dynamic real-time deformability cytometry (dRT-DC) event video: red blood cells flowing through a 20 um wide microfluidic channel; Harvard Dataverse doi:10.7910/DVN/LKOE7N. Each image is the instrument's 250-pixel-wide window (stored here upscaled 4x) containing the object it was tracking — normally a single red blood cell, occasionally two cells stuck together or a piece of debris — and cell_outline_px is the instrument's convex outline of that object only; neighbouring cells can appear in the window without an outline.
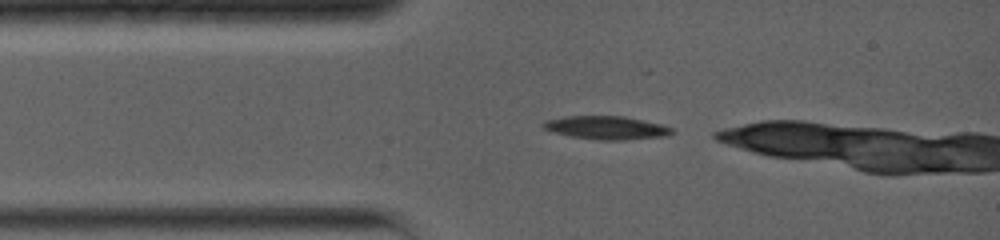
{"species": "common noctule bat (a hibernating species)", "species_latin": "Nyctalus noctula", "temperature_condition": "warm", "stored_images_in_passage": 27, "camera_frame_rate_fps": 5000, "um_per_image_px": 0.085, "animal": {"sex": "female", "body_mass_g": 19.0, "forearm_length_mm": 56.7}, "frame": {"image": 1, "passage_image": 1, "time_ms": 0.0, "image_size_px": [1000, 240], "cell_outline_px": [[676, 132], [668, 136], [624, 140], [596, 140], [572, 136], [552, 132], [544, 128], [540, 124], [544, 120], [564, 116], [624, 116], [664, 124], [672, 128]], "centroid_in_image_um": [51.58, 10.85], "position_along_channel_um": 33.4, "area_um2": 17.8}}
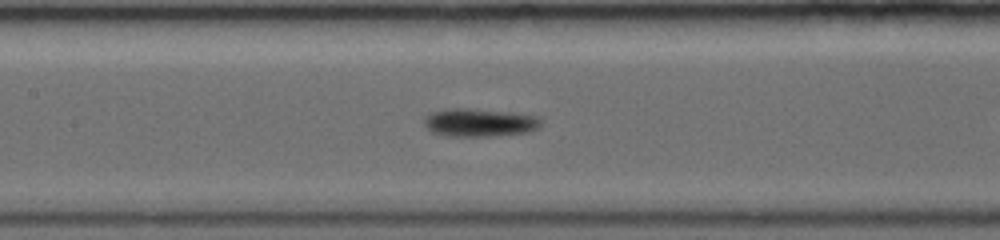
{"frame": {"image": 2, "passage_image": 11, "time_ms": 3.8, "image_size_px": [1000, 240], "cell_outline_px": [[540, 128], [528, 132], [492, 136], [448, 136], [432, 132], [424, 124], [424, 116], [432, 112], [444, 108], [468, 108], [508, 112], [540, 116]], "centroid_in_image_um": [40.75, 10.41], "position_along_channel_um": 166.7, "area_um2": 19.25}}
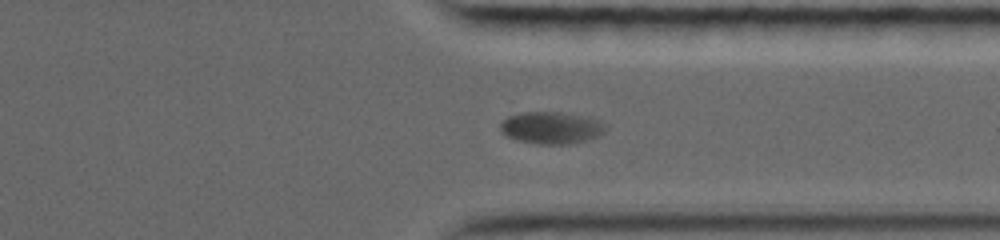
{"frame": {"image": 3, "passage_image": 25, "time_ms": 9.0, "image_size_px": [1000, 240], "cell_outline_px": [[608, 128], [604, 132], [596, 136], [584, 140], [568, 144], [540, 144], [516, 140], [508, 136], [500, 128], [500, 124], [508, 116], [524, 112], [556, 112], [588, 116], [608, 124]], "centroid_in_image_um": [46.9, 10.85], "position_along_channel_um": 364.5, "area_um2": 19.54}}